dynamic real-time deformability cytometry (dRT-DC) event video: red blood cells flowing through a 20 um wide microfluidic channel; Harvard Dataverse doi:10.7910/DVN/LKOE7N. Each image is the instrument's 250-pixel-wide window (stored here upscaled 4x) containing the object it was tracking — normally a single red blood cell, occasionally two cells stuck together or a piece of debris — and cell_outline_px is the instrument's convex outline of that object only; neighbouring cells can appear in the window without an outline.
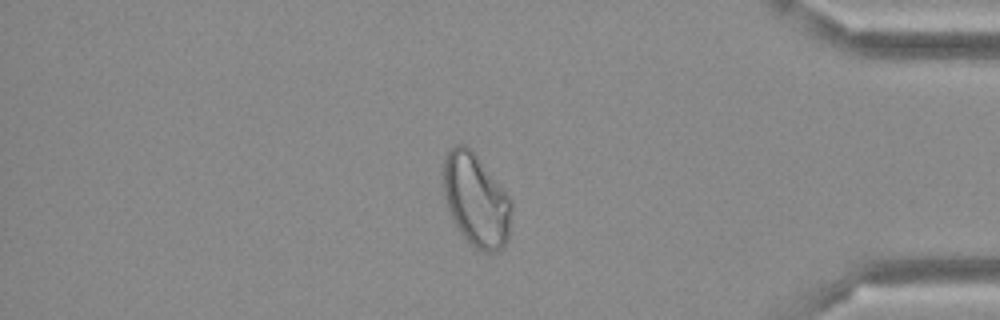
{"species": "Egyptian fruit bat (a non-hibernating species)", "species_latin": "Rousettus aegyptiacus", "temperature_condition": "cold", "stored_images_in_passage": 48, "camera_frame_rate_fps": 3000, "um_per_image_px": 0.085, "frame": {"image": 1, "passage_image": 41, "time_ms": 13.333, "image_size_px": [1000, 320], "cell_outline_px": [[512, 208], [508, 240], [496, 252], [480, 252], [460, 232], [452, 220], [444, 196], [444, 156], [456, 144], [464, 144], [472, 148], [508, 196], [512, 204]], "centroid_in_image_um": [40.46, 17.0], "position_along_channel_um": 394.7, "area_um2": 36.7}}